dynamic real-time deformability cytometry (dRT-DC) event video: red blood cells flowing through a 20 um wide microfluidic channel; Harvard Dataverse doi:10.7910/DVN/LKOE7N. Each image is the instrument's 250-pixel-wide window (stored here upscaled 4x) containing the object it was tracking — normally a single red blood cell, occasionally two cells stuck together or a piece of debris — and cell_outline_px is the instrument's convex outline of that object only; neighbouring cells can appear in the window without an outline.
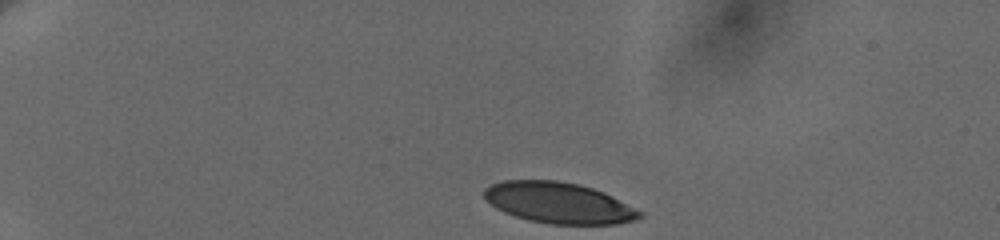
{"species": "human", "species_latin": "Homo sapiens", "temperature_condition": "cold", "stored_images_in_passage": 12, "camera_frame_rate_fps": 3000, "um_per_image_px": 0.085, "donor": {"sex": "female"}, "frame": {"image": 1, "passage_image": 1, "time_ms": 0.0, "image_size_px": [1000, 240], "cell_outline_px": [[644, 216], [636, 220], [616, 224], [548, 224], [528, 220], [504, 212], [496, 208], [484, 196], [484, 188], [492, 184], [504, 180], [556, 180], [580, 184], [604, 192], [644, 212]], "centroid_in_image_um": [47.53, 17.24], "position_along_channel_um": 37.5, "area_um2": 37.22}}
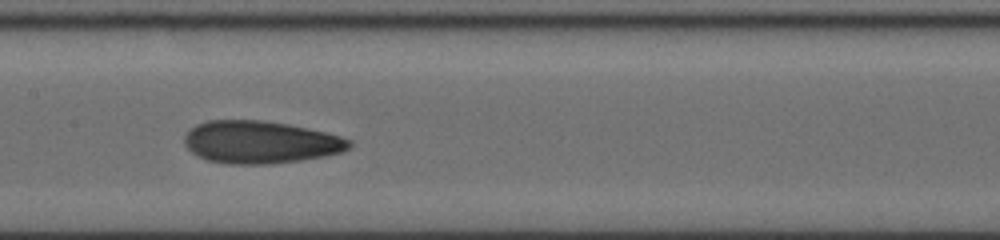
{"frame": {"image": 2, "passage_image": 7, "time_ms": 6.333, "image_size_px": [1000, 240], "cell_outline_px": [[352, 144], [348, 148], [340, 152], [324, 156], [300, 160], [272, 164], [224, 164], [208, 160], [196, 156], [184, 144], [184, 136], [196, 124], [208, 120], [264, 120], [288, 124], [308, 128], [340, 136], [352, 140]], "centroid_in_image_um": [22.1, 12.08], "position_along_channel_um": 185.3, "area_um2": 40.92}}
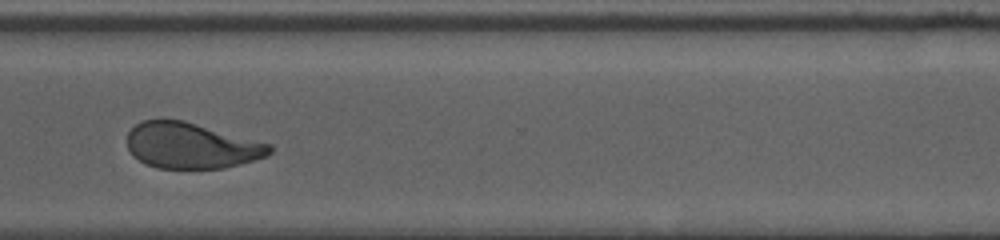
{"frame": {"image": 3, "passage_image": 12, "time_ms": 11.0, "image_size_px": [1000, 240], "cell_outline_px": [[272, 152], [268, 156], [240, 164], [224, 168], [156, 168], [144, 164], [132, 156], [128, 148], [128, 132], [140, 120], [160, 116], [184, 120], [272, 144]], "centroid_in_image_um": [16.22, 12.34], "position_along_channel_um": 354.4, "area_um2": 38.84}}